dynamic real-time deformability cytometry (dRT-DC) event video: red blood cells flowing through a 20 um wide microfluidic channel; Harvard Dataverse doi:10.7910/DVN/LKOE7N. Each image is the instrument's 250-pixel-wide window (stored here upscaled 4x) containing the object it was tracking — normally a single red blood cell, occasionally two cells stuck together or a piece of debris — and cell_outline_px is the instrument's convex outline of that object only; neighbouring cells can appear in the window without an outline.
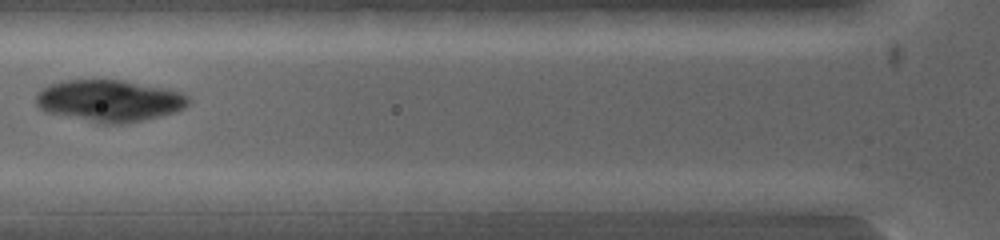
{"species": "common noctule bat (a hibernating species)", "species_latin": "Nyctalus noctula", "temperature_condition": "warm", "stored_images_in_passage": 3, "camera_frame_rate_fps": 5000, "um_per_image_px": 0.085, "animal": {"sex": "female", "body_mass_g": 19.0, "forearm_length_mm": 53.3}, "frame": {"image": 1, "passage_image": 3, "time_ms": 1.4, "image_size_px": [1000, 240], "cell_outline_px": [[148, 192], [136, 208], [124, 212], [72, 212], [48, 196], [52, 192], [124, 188]], "centroid_in_image_um": [8.47, 17.0], "position_along_channel_um": 117.3, "area_um2": 13.18}}